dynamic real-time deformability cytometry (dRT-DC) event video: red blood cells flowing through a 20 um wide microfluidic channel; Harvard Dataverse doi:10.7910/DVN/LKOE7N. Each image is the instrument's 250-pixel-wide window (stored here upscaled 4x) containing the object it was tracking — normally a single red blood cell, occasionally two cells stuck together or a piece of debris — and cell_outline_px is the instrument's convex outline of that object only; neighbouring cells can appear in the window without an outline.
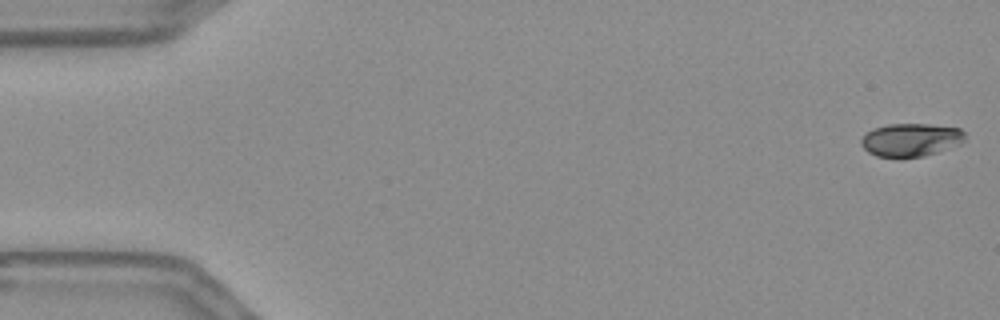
{"species": "Egyptian fruit bat (a non-hibernating species)", "species_latin": "Rousettus aegyptiacus", "temperature_condition": "warm", "stored_images_in_passage": 55, "camera_frame_rate_fps": 3000, "um_per_image_px": 0.085, "frame": {"image": 1, "passage_image": 1, "time_ms": 0.0, "image_size_px": [1000, 320], "cell_outline_px": [[964, 140], [960, 144], [924, 156], [876, 156], [868, 152], [860, 144], [860, 140], [872, 128], [888, 124], [928, 124], [960, 128], [964, 132]], "centroid_in_image_um": [77.41, 11.87], "position_along_channel_um": 7.6, "area_um2": 19.77}}
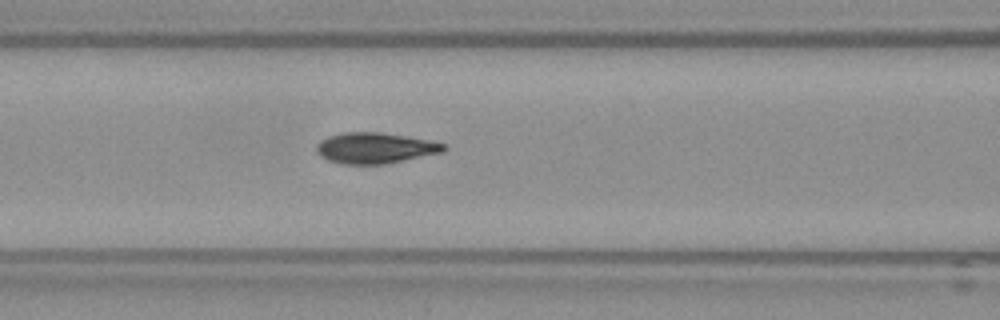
{"frame": {"image": 2, "passage_image": 23, "time_ms": 7.333, "image_size_px": [1000, 320], "cell_outline_px": [[448, 148], [444, 152], [388, 164], [344, 164], [328, 160], [320, 156], [316, 152], [316, 144], [320, 140], [328, 136], [340, 132], [380, 132], [428, 140], [448, 144]], "centroid_in_image_um": [31.89, 12.58], "position_along_channel_um": 134.7, "area_um2": 23.18}}
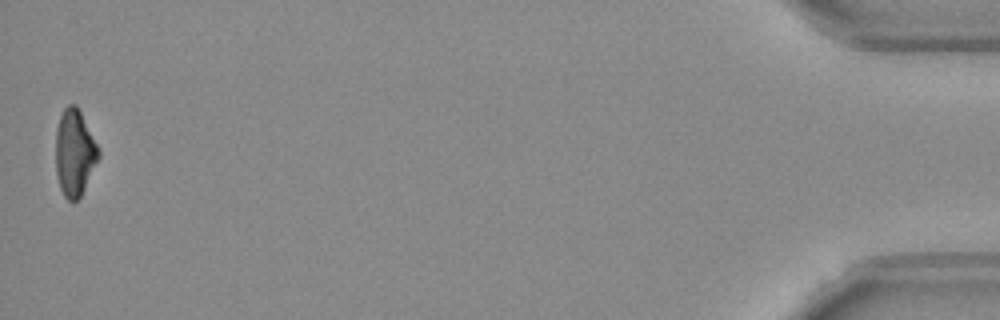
{"frame": {"image": 3, "passage_image": 55, "time_ms": 18.0, "image_size_px": [1000, 320], "cell_outline_px": [[100, 156], [80, 196], [76, 200], [68, 200], [64, 196], [60, 188], [56, 172], [56, 128], [60, 116], [64, 108], [68, 104], [76, 104], [100, 148]], "centroid_in_image_um": [6.34, 12.95], "position_along_channel_um": 428.9, "area_um2": 21.5}, "authors_computed_cell_mechanics": {"area_um2": 22.3108, "velocity_mm_per_s": 3.6559, "shape_relaxation_time_tau1_ms": 9.8033, "shape_relaxation_time_tau2_ms": 1.4392, "deformation_change_tau1": 0.2361, "deformation_change_tau2": 0.0674}}